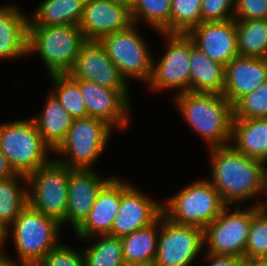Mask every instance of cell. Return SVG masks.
Instances as JSON below:
<instances>
[{"label": "cell", "mask_w": 267, "mask_h": 266, "mask_svg": "<svg viewBox=\"0 0 267 266\" xmlns=\"http://www.w3.org/2000/svg\"><path fill=\"white\" fill-rule=\"evenodd\" d=\"M208 151L212 176L208 180L226 205H240V201L267 194L265 163L240 153L231 144Z\"/></svg>", "instance_id": "1"}, {"label": "cell", "mask_w": 267, "mask_h": 266, "mask_svg": "<svg viewBox=\"0 0 267 266\" xmlns=\"http://www.w3.org/2000/svg\"><path fill=\"white\" fill-rule=\"evenodd\" d=\"M175 103L209 148L231 144L233 106L223 95L187 91L175 94Z\"/></svg>", "instance_id": "2"}, {"label": "cell", "mask_w": 267, "mask_h": 266, "mask_svg": "<svg viewBox=\"0 0 267 266\" xmlns=\"http://www.w3.org/2000/svg\"><path fill=\"white\" fill-rule=\"evenodd\" d=\"M60 229L62 226L56 219L42 214L28 203L8 227V237L12 233L18 254V260L13 261L18 266H36L60 243Z\"/></svg>", "instance_id": "3"}, {"label": "cell", "mask_w": 267, "mask_h": 266, "mask_svg": "<svg viewBox=\"0 0 267 266\" xmlns=\"http://www.w3.org/2000/svg\"><path fill=\"white\" fill-rule=\"evenodd\" d=\"M86 41L79 25L28 27V55L37 52L49 75L68 73Z\"/></svg>", "instance_id": "4"}, {"label": "cell", "mask_w": 267, "mask_h": 266, "mask_svg": "<svg viewBox=\"0 0 267 266\" xmlns=\"http://www.w3.org/2000/svg\"><path fill=\"white\" fill-rule=\"evenodd\" d=\"M162 204V215L173 223L204 230L221 213L226 204L208 179L187 184Z\"/></svg>", "instance_id": "5"}, {"label": "cell", "mask_w": 267, "mask_h": 266, "mask_svg": "<svg viewBox=\"0 0 267 266\" xmlns=\"http://www.w3.org/2000/svg\"><path fill=\"white\" fill-rule=\"evenodd\" d=\"M10 122V123H9ZM0 123V150L16 173L28 176L46 164L53 152L31 118Z\"/></svg>", "instance_id": "6"}, {"label": "cell", "mask_w": 267, "mask_h": 266, "mask_svg": "<svg viewBox=\"0 0 267 266\" xmlns=\"http://www.w3.org/2000/svg\"><path fill=\"white\" fill-rule=\"evenodd\" d=\"M112 130L110 125L97 118L74 119L65 140L54 151L63 156L56 160L71 169L93 170L97 158L105 151Z\"/></svg>", "instance_id": "7"}, {"label": "cell", "mask_w": 267, "mask_h": 266, "mask_svg": "<svg viewBox=\"0 0 267 266\" xmlns=\"http://www.w3.org/2000/svg\"><path fill=\"white\" fill-rule=\"evenodd\" d=\"M69 167L51 159L27 176L28 203L60 224L66 218Z\"/></svg>", "instance_id": "8"}, {"label": "cell", "mask_w": 267, "mask_h": 266, "mask_svg": "<svg viewBox=\"0 0 267 266\" xmlns=\"http://www.w3.org/2000/svg\"><path fill=\"white\" fill-rule=\"evenodd\" d=\"M137 27L133 23L124 30L104 36L100 43L127 81L135 78L147 84L152 73L153 57Z\"/></svg>", "instance_id": "9"}, {"label": "cell", "mask_w": 267, "mask_h": 266, "mask_svg": "<svg viewBox=\"0 0 267 266\" xmlns=\"http://www.w3.org/2000/svg\"><path fill=\"white\" fill-rule=\"evenodd\" d=\"M265 205L266 201H260L243 210L237 205L231 213L228 211L229 205H226L219 216L203 230L206 252L244 259L252 211L257 206Z\"/></svg>", "instance_id": "10"}, {"label": "cell", "mask_w": 267, "mask_h": 266, "mask_svg": "<svg viewBox=\"0 0 267 266\" xmlns=\"http://www.w3.org/2000/svg\"><path fill=\"white\" fill-rule=\"evenodd\" d=\"M160 34L168 45L158 63L153 59L148 87L154 91L177 89L176 94L190 91V36L182 33Z\"/></svg>", "instance_id": "11"}, {"label": "cell", "mask_w": 267, "mask_h": 266, "mask_svg": "<svg viewBox=\"0 0 267 266\" xmlns=\"http://www.w3.org/2000/svg\"><path fill=\"white\" fill-rule=\"evenodd\" d=\"M204 248V232L160 216L156 266H190Z\"/></svg>", "instance_id": "12"}, {"label": "cell", "mask_w": 267, "mask_h": 266, "mask_svg": "<svg viewBox=\"0 0 267 266\" xmlns=\"http://www.w3.org/2000/svg\"><path fill=\"white\" fill-rule=\"evenodd\" d=\"M73 78L94 82L119 91L129 102L128 81L108 57L100 41H86L73 68L68 72Z\"/></svg>", "instance_id": "13"}, {"label": "cell", "mask_w": 267, "mask_h": 266, "mask_svg": "<svg viewBox=\"0 0 267 266\" xmlns=\"http://www.w3.org/2000/svg\"><path fill=\"white\" fill-rule=\"evenodd\" d=\"M150 198L122 179L119 210L108 235L122 238L153 224L162 215V204Z\"/></svg>", "instance_id": "14"}, {"label": "cell", "mask_w": 267, "mask_h": 266, "mask_svg": "<svg viewBox=\"0 0 267 266\" xmlns=\"http://www.w3.org/2000/svg\"><path fill=\"white\" fill-rule=\"evenodd\" d=\"M112 177L99 176L93 169L69 168L66 218L74 232L84 223L94 205L97 194Z\"/></svg>", "instance_id": "15"}, {"label": "cell", "mask_w": 267, "mask_h": 266, "mask_svg": "<svg viewBox=\"0 0 267 266\" xmlns=\"http://www.w3.org/2000/svg\"><path fill=\"white\" fill-rule=\"evenodd\" d=\"M79 87L88 117L100 119L114 129L129 125L130 103L119 91L81 79Z\"/></svg>", "instance_id": "16"}, {"label": "cell", "mask_w": 267, "mask_h": 266, "mask_svg": "<svg viewBox=\"0 0 267 266\" xmlns=\"http://www.w3.org/2000/svg\"><path fill=\"white\" fill-rule=\"evenodd\" d=\"M131 24V12L125 6L109 0H86L79 27L86 40L100 41L104 36L124 30Z\"/></svg>", "instance_id": "17"}, {"label": "cell", "mask_w": 267, "mask_h": 266, "mask_svg": "<svg viewBox=\"0 0 267 266\" xmlns=\"http://www.w3.org/2000/svg\"><path fill=\"white\" fill-rule=\"evenodd\" d=\"M188 35L202 52L223 66L239 56L236 21L234 19L201 22Z\"/></svg>", "instance_id": "18"}, {"label": "cell", "mask_w": 267, "mask_h": 266, "mask_svg": "<svg viewBox=\"0 0 267 266\" xmlns=\"http://www.w3.org/2000/svg\"><path fill=\"white\" fill-rule=\"evenodd\" d=\"M224 76L223 96L234 106L267 81V59L237 56L225 66Z\"/></svg>", "instance_id": "19"}, {"label": "cell", "mask_w": 267, "mask_h": 266, "mask_svg": "<svg viewBox=\"0 0 267 266\" xmlns=\"http://www.w3.org/2000/svg\"><path fill=\"white\" fill-rule=\"evenodd\" d=\"M121 195L122 179L111 178L97 194L87 219L75 231L79 240L111 232L113 221L119 210Z\"/></svg>", "instance_id": "20"}, {"label": "cell", "mask_w": 267, "mask_h": 266, "mask_svg": "<svg viewBox=\"0 0 267 266\" xmlns=\"http://www.w3.org/2000/svg\"><path fill=\"white\" fill-rule=\"evenodd\" d=\"M19 9L14 4L0 6V60L28 55L29 15Z\"/></svg>", "instance_id": "21"}, {"label": "cell", "mask_w": 267, "mask_h": 266, "mask_svg": "<svg viewBox=\"0 0 267 266\" xmlns=\"http://www.w3.org/2000/svg\"><path fill=\"white\" fill-rule=\"evenodd\" d=\"M190 91L223 95L225 66L202 52L190 37Z\"/></svg>", "instance_id": "22"}, {"label": "cell", "mask_w": 267, "mask_h": 266, "mask_svg": "<svg viewBox=\"0 0 267 266\" xmlns=\"http://www.w3.org/2000/svg\"><path fill=\"white\" fill-rule=\"evenodd\" d=\"M231 142L240 153L267 164V118H233Z\"/></svg>", "instance_id": "23"}, {"label": "cell", "mask_w": 267, "mask_h": 266, "mask_svg": "<svg viewBox=\"0 0 267 266\" xmlns=\"http://www.w3.org/2000/svg\"><path fill=\"white\" fill-rule=\"evenodd\" d=\"M43 142L54 152L65 140L74 118L53 93H49L42 112L31 118Z\"/></svg>", "instance_id": "24"}, {"label": "cell", "mask_w": 267, "mask_h": 266, "mask_svg": "<svg viewBox=\"0 0 267 266\" xmlns=\"http://www.w3.org/2000/svg\"><path fill=\"white\" fill-rule=\"evenodd\" d=\"M86 0H43L29 17V26L79 25Z\"/></svg>", "instance_id": "25"}, {"label": "cell", "mask_w": 267, "mask_h": 266, "mask_svg": "<svg viewBox=\"0 0 267 266\" xmlns=\"http://www.w3.org/2000/svg\"><path fill=\"white\" fill-rule=\"evenodd\" d=\"M160 217L151 225L122 237L125 263L154 262L157 254Z\"/></svg>", "instance_id": "26"}, {"label": "cell", "mask_w": 267, "mask_h": 266, "mask_svg": "<svg viewBox=\"0 0 267 266\" xmlns=\"http://www.w3.org/2000/svg\"><path fill=\"white\" fill-rule=\"evenodd\" d=\"M19 180L25 182L23 187ZM27 204V176L17 173L13 177L0 179V222L8 228Z\"/></svg>", "instance_id": "27"}, {"label": "cell", "mask_w": 267, "mask_h": 266, "mask_svg": "<svg viewBox=\"0 0 267 266\" xmlns=\"http://www.w3.org/2000/svg\"><path fill=\"white\" fill-rule=\"evenodd\" d=\"M239 56L267 59V19L236 21Z\"/></svg>", "instance_id": "28"}, {"label": "cell", "mask_w": 267, "mask_h": 266, "mask_svg": "<svg viewBox=\"0 0 267 266\" xmlns=\"http://www.w3.org/2000/svg\"><path fill=\"white\" fill-rule=\"evenodd\" d=\"M91 246L82 252L84 266H124L125 261L122 251L121 238L111 235H96L86 239H82L85 242L90 238L95 240ZM98 241V242H97Z\"/></svg>", "instance_id": "29"}, {"label": "cell", "mask_w": 267, "mask_h": 266, "mask_svg": "<svg viewBox=\"0 0 267 266\" xmlns=\"http://www.w3.org/2000/svg\"><path fill=\"white\" fill-rule=\"evenodd\" d=\"M55 86L52 92L60 101L63 108L74 119L88 117L87 109L81 95L79 79L73 78L69 73L50 74Z\"/></svg>", "instance_id": "30"}, {"label": "cell", "mask_w": 267, "mask_h": 266, "mask_svg": "<svg viewBox=\"0 0 267 266\" xmlns=\"http://www.w3.org/2000/svg\"><path fill=\"white\" fill-rule=\"evenodd\" d=\"M130 12L134 24L142 20L159 33H170L171 0H135Z\"/></svg>", "instance_id": "31"}, {"label": "cell", "mask_w": 267, "mask_h": 266, "mask_svg": "<svg viewBox=\"0 0 267 266\" xmlns=\"http://www.w3.org/2000/svg\"><path fill=\"white\" fill-rule=\"evenodd\" d=\"M202 0H171L170 33L188 34L201 23Z\"/></svg>", "instance_id": "32"}, {"label": "cell", "mask_w": 267, "mask_h": 266, "mask_svg": "<svg viewBox=\"0 0 267 266\" xmlns=\"http://www.w3.org/2000/svg\"><path fill=\"white\" fill-rule=\"evenodd\" d=\"M267 255V207L257 206L252 219L245 247L244 259L266 257Z\"/></svg>", "instance_id": "33"}, {"label": "cell", "mask_w": 267, "mask_h": 266, "mask_svg": "<svg viewBox=\"0 0 267 266\" xmlns=\"http://www.w3.org/2000/svg\"><path fill=\"white\" fill-rule=\"evenodd\" d=\"M233 118H267V81L233 106Z\"/></svg>", "instance_id": "34"}, {"label": "cell", "mask_w": 267, "mask_h": 266, "mask_svg": "<svg viewBox=\"0 0 267 266\" xmlns=\"http://www.w3.org/2000/svg\"><path fill=\"white\" fill-rule=\"evenodd\" d=\"M36 266H84L82 252L59 243Z\"/></svg>", "instance_id": "35"}, {"label": "cell", "mask_w": 267, "mask_h": 266, "mask_svg": "<svg viewBox=\"0 0 267 266\" xmlns=\"http://www.w3.org/2000/svg\"><path fill=\"white\" fill-rule=\"evenodd\" d=\"M235 0H202L201 22L233 19Z\"/></svg>", "instance_id": "36"}, {"label": "cell", "mask_w": 267, "mask_h": 266, "mask_svg": "<svg viewBox=\"0 0 267 266\" xmlns=\"http://www.w3.org/2000/svg\"><path fill=\"white\" fill-rule=\"evenodd\" d=\"M235 21L267 19V0H235Z\"/></svg>", "instance_id": "37"}, {"label": "cell", "mask_w": 267, "mask_h": 266, "mask_svg": "<svg viewBox=\"0 0 267 266\" xmlns=\"http://www.w3.org/2000/svg\"><path fill=\"white\" fill-rule=\"evenodd\" d=\"M205 260L209 266H243L244 259L234 256L215 255L212 253H205Z\"/></svg>", "instance_id": "38"}, {"label": "cell", "mask_w": 267, "mask_h": 266, "mask_svg": "<svg viewBox=\"0 0 267 266\" xmlns=\"http://www.w3.org/2000/svg\"><path fill=\"white\" fill-rule=\"evenodd\" d=\"M16 174V171L10 165L7 157L0 150V179H7Z\"/></svg>", "instance_id": "39"}, {"label": "cell", "mask_w": 267, "mask_h": 266, "mask_svg": "<svg viewBox=\"0 0 267 266\" xmlns=\"http://www.w3.org/2000/svg\"><path fill=\"white\" fill-rule=\"evenodd\" d=\"M245 266H267L266 257H256L251 259H244Z\"/></svg>", "instance_id": "40"}, {"label": "cell", "mask_w": 267, "mask_h": 266, "mask_svg": "<svg viewBox=\"0 0 267 266\" xmlns=\"http://www.w3.org/2000/svg\"><path fill=\"white\" fill-rule=\"evenodd\" d=\"M8 238V228L0 222V253L5 252L3 247L5 246V241Z\"/></svg>", "instance_id": "41"}, {"label": "cell", "mask_w": 267, "mask_h": 266, "mask_svg": "<svg viewBox=\"0 0 267 266\" xmlns=\"http://www.w3.org/2000/svg\"><path fill=\"white\" fill-rule=\"evenodd\" d=\"M0 266H18L17 263L11 259V256H7L5 252L0 253Z\"/></svg>", "instance_id": "42"}, {"label": "cell", "mask_w": 267, "mask_h": 266, "mask_svg": "<svg viewBox=\"0 0 267 266\" xmlns=\"http://www.w3.org/2000/svg\"><path fill=\"white\" fill-rule=\"evenodd\" d=\"M115 4L125 6L130 11L132 10V7L134 5L135 0H109Z\"/></svg>", "instance_id": "43"}, {"label": "cell", "mask_w": 267, "mask_h": 266, "mask_svg": "<svg viewBox=\"0 0 267 266\" xmlns=\"http://www.w3.org/2000/svg\"><path fill=\"white\" fill-rule=\"evenodd\" d=\"M124 266H156L154 262L125 263Z\"/></svg>", "instance_id": "44"}]
</instances>
